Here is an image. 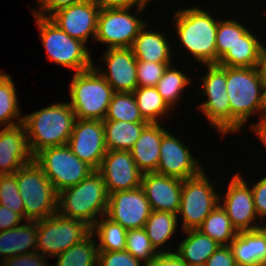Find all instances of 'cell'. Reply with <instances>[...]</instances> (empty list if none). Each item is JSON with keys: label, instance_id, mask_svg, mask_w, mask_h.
Returning <instances> with one entry per match:
<instances>
[{"label": "cell", "instance_id": "d590c367", "mask_svg": "<svg viewBox=\"0 0 266 266\" xmlns=\"http://www.w3.org/2000/svg\"><path fill=\"white\" fill-rule=\"evenodd\" d=\"M104 120L147 122L143 119L133 93L115 92Z\"/></svg>", "mask_w": 266, "mask_h": 266}, {"label": "cell", "instance_id": "5b68a950", "mask_svg": "<svg viewBox=\"0 0 266 266\" xmlns=\"http://www.w3.org/2000/svg\"><path fill=\"white\" fill-rule=\"evenodd\" d=\"M33 16L48 61H52L62 68L70 69L74 73L83 72L93 67L94 58L92 50L89 49L91 47L81 40L70 37L49 18Z\"/></svg>", "mask_w": 266, "mask_h": 266}, {"label": "cell", "instance_id": "52a82bcc", "mask_svg": "<svg viewBox=\"0 0 266 266\" xmlns=\"http://www.w3.org/2000/svg\"><path fill=\"white\" fill-rule=\"evenodd\" d=\"M17 185L25 220L38 221L57 212L58 192L34 160L17 170Z\"/></svg>", "mask_w": 266, "mask_h": 266}, {"label": "cell", "instance_id": "9a60e30c", "mask_svg": "<svg viewBox=\"0 0 266 266\" xmlns=\"http://www.w3.org/2000/svg\"><path fill=\"white\" fill-rule=\"evenodd\" d=\"M103 53L99 60H102L101 64H104L98 66L94 62L93 67L113 88L114 92L133 93L138 87V82L137 59L132 49L130 47L108 48Z\"/></svg>", "mask_w": 266, "mask_h": 266}, {"label": "cell", "instance_id": "277c9868", "mask_svg": "<svg viewBox=\"0 0 266 266\" xmlns=\"http://www.w3.org/2000/svg\"><path fill=\"white\" fill-rule=\"evenodd\" d=\"M108 197L101 174L94 170L77 185L58 193L57 212L81 220L91 228L100 217L106 215Z\"/></svg>", "mask_w": 266, "mask_h": 266}, {"label": "cell", "instance_id": "ac0fdd59", "mask_svg": "<svg viewBox=\"0 0 266 266\" xmlns=\"http://www.w3.org/2000/svg\"><path fill=\"white\" fill-rule=\"evenodd\" d=\"M97 171L105 182L108 195L141 187L143 173L137 168L130 151L107 150Z\"/></svg>", "mask_w": 266, "mask_h": 266}, {"label": "cell", "instance_id": "8fae6325", "mask_svg": "<svg viewBox=\"0 0 266 266\" xmlns=\"http://www.w3.org/2000/svg\"><path fill=\"white\" fill-rule=\"evenodd\" d=\"M34 161L42 168L58 193L77 185L94 171L67 144L42 149L34 156Z\"/></svg>", "mask_w": 266, "mask_h": 266}, {"label": "cell", "instance_id": "f546056e", "mask_svg": "<svg viewBox=\"0 0 266 266\" xmlns=\"http://www.w3.org/2000/svg\"><path fill=\"white\" fill-rule=\"evenodd\" d=\"M174 63L175 61L166 67L162 78L155 87L166 103L173 110H176L175 107H178V102L180 104L184 91H188V87L191 86L193 77L184 70L181 71L177 66L178 64Z\"/></svg>", "mask_w": 266, "mask_h": 266}, {"label": "cell", "instance_id": "e0dca14e", "mask_svg": "<svg viewBox=\"0 0 266 266\" xmlns=\"http://www.w3.org/2000/svg\"><path fill=\"white\" fill-rule=\"evenodd\" d=\"M67 145L80 160L98 170L107 152L103 121L76 119Z\"/></svg>", "mask_w": 266, "mask_h": 266}, {"label": "cell", "instance_id": "ab89813d", "mask_svg": "<svg viewBox=\"0 0 266 266\" xmlns=\"http://www.w3.org/2000/svg\"><path fill=\"white\" fill-rule=\"evenodd\" d=\"M172 63L144 62L137 60L138 87H153L162 78L166 67Z\"/></svg>", "mask_w": 266, "mask_h": 266}, {"label": "cell", "instance_id": "4fadbf2b", "mask_svg": "<svg viewBox=\"0 0 266 266\" xmlns=\"http://www.w3.org/2000/svg\"><path fill=\"white\" fill-rule=\"evenodd\" d=\"M227 191L219 193V204L226 211L237 232L258 229L260 222L254 208L250 183L241 172L233 174Z\"/></svg>", "mask_w": 266, "mask_h": 266}, {"label": "cell", "instance_id": "f1b7e54d", "mask_svg": "<svg viewBox=\"0 0 266 266\" xmlns=\"http://www.w3.org/2000/svg\"><path fill=\"white\" fill-rule=\"evenodd\" d=\"M149 122L103 120L105 143L108 151H130Z\"/></svg>", "mask_w": 266, "mask_h": 266}, {"label": "cell", "instance_id": "9c48e42d", "mask_svg": "<svg viewBox=\"0 0 266 266\" xmlns=\"http://www.w3.org/2000/svg\"><path fill=\"white\" fill-rule=\"evenodd\" d=\"M205 170L204 168L197 176L183 180L177 213L181 231L197 229L219 204V190L215 187L218 178L211 181Z\"/></svg>", "mask_w": 266, "mask_h": 266}, {"label": "cell", "instance_id": "f35d334b", "mask_svg": "<svg viewBox=\"0 0 266 266\" xmlns=\"http://www.w3.org/2000/svg\"><path fill=\"white\" fill-rule=\"evenodd\" d=\"M0 205L24 218L23 200L17 185V171L14 174L0 175Z\"/></svg>", "mask_w": 266, "mask_h": 266}, {"label": "cell", "instance_id": "4dcf8cb0", "mask_svg": "<svg viewBox=\"0 0 266 266\" xmlns=\"http://www.w3.org/2000/svg\"><path fill=\"white\" fill-rule=\"evenodd\" d=\"M2 71L0 70V129L23 122L16 83L9 73Z\"/></svg>", "mask_w": 266, "mask_h": 266}, {"label": "cell", "instance_id": "7a4b0ae2", "mask_svg": "<svg viewBox=\"0 0 266 266\" xmlns=\"http://www.w3.org/2000/svg\"><path fill=\"white\" fill-rule=\"evenodd\" d=\"M226 87L230 134L236 135L247 128L250 119L259 117L266 110V84L256 67H226Z\"/></svg>", "mask_w": 266, "mask_h": 266}, {"label": "cell", "instance_id": "cb8c5ba5", "mask_svg": "<svg viewBox=\"0 0 266 266\" xmlns=\"http://www.w3.org/2000/svg\"><path fill=\"white\" fill-rule=\"evenodd\" d=\"M229 246L237 264L266 266V237L259 229L238 232Z\"/></svg>", "mask_w": 266, "mask_h": 266}, {"label": "cell", "instance_id": "d6a6232c", "mask_svg": "<svg viewBox=\"0 0 266 266\" xmlns=\"http://www.w3.org/2000/svg\"><path fill=\"white\" fill-rule=\"evenodd\" d=\"M98 252L97 241L90 232L79 243L55 256L57 261L51 266H98Z\"/></svg>", "mask_w": 266, "mask_h": 266}, {"label": "cell", "instance_id": "3957f363", "mask_svg": "<svg viewBox=\"0 0 266 266\" xmlns=\"http://www.w3.org/2000/svg\"><path fill=\"white\" fill-rule=\"evenodd\" d=\"M76 119L71 105L64 101L24 114L22 124L26 128L32 155L45 148L66 145Z\"/></svg>", "mask_w": 266, "mask_h": 266}, {"label": "cell", "instance_id": "db71d44e", "mask_svg": "<svg viewBox=\"0 0 266 266\" xmlns=\"http://www.w3.org/2000/svg\"><path fill=\"white\" fill-rule=\"evenodd\" d=\"M0 266H3V260L1 259V257H0Z\"/></svg>", "mask_w": 266, "mask_h": 266}, {"label": "cell", "instance_id": "f6af8a7d", "mask_svg": "<svg viewBox=\"0 0 266 266\" xmlns=\"http://www.w3.org/2000/svg\"><path fill=\"white\" fill-rule=\"evenodd\" d=\"M235 258L229 245H220L218 249L208 258L204 266H233Z\"/></svg>", "mask_w": 266, "mask_h": 266}, {"label": "cell", "instance_id": "7dc6e473", "mask_svg": "<svg viewBox=\"0 0 266 266\" xmlns=\"http://www.w3.org/2000/svg\"><path fill=\"white\" fill-rule=\"evenodd\" d=\"M145 266H185L184 261L175 253H159L149 264Z\"/></svg>", "mask_w": 266, "mask_h": 266}, {"label": "cell", "instance_id": "484cf974", "mask_svg": "<svg viewBox=\"0 0 266 266\" xmlns=\"http://www.w3.org/2000/svg\"><path fill=\"white\" fill-rule=\"evenodd\" d=\"M180 232L187 236L179 240L174 252L184 261L185 266H204L208 258L220 247V244L197 229Z\"/></svg>", "mask_w": 266, "mask_h": 266}, {"label": "cell", "instance_id": "ba28073f", "mask_svg": "<svg viewBox=\"0 0 266 266\" xmlns=\"http://www.w3.org/2000/svg\"><path fill=\"white\" fill-rule=\"evenodd\" d=\"M206 71L200 77L201 86L196 96H204V101L196 106L206 117L207 123L222 139L230 134V105L226 87V66L218 64L201 65ZM224 136V137H223Z\"/></svg>", "mask_w": 266, "mask_h": 266}, {"label": "cell", "instance_id": "5bb4252c", "mask_svg": "<svg viewBox=\"0 0 266 266\" xmlns=\"http://www.w3.org/2000/svg\"><path fill=\"white\" fill-rule=\"evenodd\" d=\"M168 131L163 135L156 173L185 180L197 176L204 168L188 143ZM195 157V158H194Z\"/></svg>", "mask_w": 266, "mask_h": 266}, {"label": "cell", "instance_id": "bcb514c9", "mask_svg": "<svg viewBox=\"0 0 266 266\" xmlns=\"http://www.w3.org/2000/svg\"><path fill=\"white\" fill-rule=\"evenodd\" d=\"M25 219L18 213L0 205V232L21 225Z\"/></svg>", "mask_w": 266, "mask_h": 266}, {"label": "cell", "instance_id": "836d02e7", "mask_svg": "<svg viewBox=\"0 0 266 266\" xmlns=\"http://www.w3.org/2000/svg\"><path fill=\"white\" fill-rule=\"evenodd\" d=\"M197 230L220 245H229L238 234L220 204L210 212Z\"/></svg>", "mask_w": 266, "mask_h": 266}, {"label": "cell", "instance_id": "11a10c76", "mask_svg": "<svg viewBox=\"0 0 266 266\" xmlns=\"http://www.w3.org/2000/svg\"><path fill=\"white\" fill-rule=\"evenodd\" d=\"M233 266H244V265L235 263Z\"/></svg>", "mask_w": 266, "mask_h": 266}, {"label": "cell", "instance_id": "b9f144b4", "mask_svg": "<svg viewBox=\"0 0 266 266\" xmlns=\"http://www.w3.org/2000/svg\"><path fill=\"white\" fill-rule=\"evenodd\" d=\"M86 0H36L37 7L32 8V14L43 18H50L54 13Z\"/></svg>", "mask_w": 266, "mask_h": 266}, {"label": "cell", "instance_id": "4316f807", "mask_svg": "<svg viewBox=\"0 0 266 266\" xmlns=\"http://www.w3.org/2000/svg\"><path fill=\"white\" fill-rule=\"evenodd\" d=\"M179 226L177 214L165 211H152L144 225V229L151 245L158 253H172L175 249L171 247L170 249L169 247L165 249V245L172 239H176L174 235L178 233Z\"/></svg>", "mask_w": 266, "mask_h": 266}, {"label": "cell", "instance_id": "8d00e7d4", "mask_svg": "<svg viewBox=\"0 0 266 266\" xmlns=\"http://www.w3.org/2000/svg\"><path fill=\"white\" fill-rule=\"evenodd\" d=\"M237 19L232 16L230 18H224L223 16L218 21L216 33L217 63L227 50L232 48L251 29V27L245 26L246 23H241Z\"/></svg>", "mask_w": 266, "mask_h": 266}, {"label": "cell", "instance_id": "c3c4849f", "mask_svg": "<svg viewBox=\"0 0 266 266\" xmlns=\"http://www.w3.org/2000/svg\"><path fill=\"white\" fill-rule=\"evenodd\" d=\"M258 121L254 120V122L250 121L249 126H247L250 131L253 132V134L256 135L258 141L262 143V145L266 149V110L257 117ZM266 152V150H265Z\"/></svg>", "mask_w": 266, "mask_h": 266}, {"label": "cell", "instance_id": "83f0119b", "mask_svg": "<svg viewBox=\"0 0 266 266\" xmlns=\"http://www.w3.org/2000/svg\"><path fill=\"white\" fill-rule=\"evenodd\" d=\"M253 30H249L232 48H229L217 64L226 67H256L262 35L259 36L258 32V35L256 34L257 29Z\"/></svg>", "mask_w": 266, "mask_h": 266}, {"label": "cell", "instance_id": "e575fe53", "mask_svg": "<svg viewBox=\"0 0 266 266\" xmlns=\"http://www.w3.org/2000/svg\"><path fill=\"white\" fill-rule=\"evenodd\" d=\"M127 231L120 224L106 216L100 217L91 227V233L97 237L98 251H123L126 247ZM96 235V236H95Z\"/></svg>", "mask_w": 266, "mask_h": 266}, {"label": "cell", "instance_id": "8992f818", "mask_svg": "<svg viewBox=\"0 0 266 266\" xmlns=\"http://www.w3.org/2000/svg\"><path fill=\"white\" fill-rule=\"evenodd\" d=\"M69 101L77 119H105L109 103L115 93L113 88L92 67L73 73L69 84Z\"/></svg>", "mask_w": 266, "mask_h": 266}, {"label": "cell", "instance_id": "1f68e13d", "mask_svg": "<svg viewBox=\"0 0 266 266\" xmlns=\"http://www.w3.org/2000/svg\"><path fill=\"white\" fill-rule=\"evenodd\" d=\"M137 106L143 119L149 123H164L174 110L158 93L155 86L137 87L133 91ZM173 111V112H172ZM161 120H163L161 122Z\"/></svg>", "mask_w": 266, "mask_h": 266}, {"label": "cell", "instance_id": "603a6c76", "mask_svg": "<svg viewBox=\"0 0 266 266\" xmlns=\"http://www.w3.org/2000/svg\"><path fill=\"white\" fill-rule=\"evenodd\" d=\"M165 126L164 123H149L130 150L142 173L155 172L158 167L162 137L168 131Z\"/></svg>", "mask_w": 266, "mask_h": 266}, {"label": "cell", "instance_id": "6da1fadb", "mask_svg": "<svg viewBox=\"0 0 266 266\" xmlns=\"http://www.w3.org/2000/svg\"><path fill=\"white\" fill-rule=\"evenodd\" d=\"M204 7L200 4L179 7L172 15L171 27L177 36L175 39L180 42L178 46L186 50V56L198 65L217 64L216 33L221 17Z\"/></svg>", "mask_w": 266, "mask_h": 266}, {"label": "cell", "instance_id": "44dd1931", "mask_svg": "<svg viewBox=\"0 0 266 266\" xmlns=\"http://www.w3.org/2000/svg\"><path fill=\"white\" fill-rule=\"evenodd\" d=\"M34 160L23 124L0 130V175L14 174Z\"/></svg>", "mask_w": 266, "mask_h": 266}, {"label": "cell", "instance_id": "f907efd6", "mask_svg": "<svg viewBox=\"0 0 266 266\" xmlns=\"http://www.w3.org/2000/svg\"><path fill=\"white\" fill-rule=\"evenodd\" d=\"M265 42L266 39L262 40L256 68L258 70L259 76L266 84V43Z\"/></svg>", "mask_w": 266, "mask_h": 266}, {"label": "cell", "instance_id": "d4e9b609", "mask_svg": "<svg viewBox=\"0 0 266 266\" xmlns=\"http://www.w3.org/2000/svg\"><path fill=\"white\" fill-rule=\"evenodd\" d=\"M32 252H37V221L26 220V223L0 232L2 260Z\"/></svg>", "mask_w": 266, "mask_h": 266}, {"label": "cell", "instance_id": "30bf717a", "mask_svg": "<svg viewBox=\"0 0 266 266\" xmlns=\"http://www.w3.org/2000/svg\"><path fill=\"white\" fill-rule=\"evenodd\" d=\"M144 9L147 7L100 9L95 36L97 44H106V49L131 47L140 29L147 22L141 16Z\"/></svg>", "mask_w": 266, "mask_h": 266}, {"label": "cell", "instance_id": "7402d4cb", "mask_svg": "<svg viewBox=\"0 0 266 266\" xmlns=\"http://www.w3.org/2000/svg\"><path fill=\"white\" fill-rule=\"evenodd\" d=\"M146 24L140 29L138 35L131 45L132 52L138 61L156 62V63H173V48L170 38L166 31H158L154 26ZM150 28V29H149ZM157 30H156V29Z\"/></svg>", "mask_w": 266, "mask_h": 266}, {"label": "cell", "instance_id": "d6986e66", "mask_svg": "<svg viewBox=\"0 0 266 266\" xmlns=\"http://www.w3.org/2000/svg\"><path fill=\"white\" fill-rule=\"evenodd\" d=\"M99 12L92 0H86L59 10L49 19L70 37L89 44L88 39L95 41Z\"/></svg>", "mask_w": 266, "mask_h": 266}, {"label": "cell", "instance_id": "7bdbcfd3", "mask_svg": "<svg viewBox=\"0 0 266 266\" xmlns=\"http://www.w3.org/2000/svg\"><path fill=\"white\" fill-rule=\"evenodd\" d=\"M251 190L254 198V208L258 216L259 222H264L266 219V175L256 180L252 185Z\"/></svg>", "mask_w": 266, "mask_h": 266}, {"label": "cell", "instance_id": "74e56055", "mask_svg": "<svg viewBox=\"0 0 266 266\" xmlns=\"http://www.w3.org/2000/svg\"><path fill=\"white\" fill-rule=\"evenodd\" d=\"M125 250L144 264H149L159 255L151 245L144 228L129 229L127 231Z\"/></svg>", "mask_w": 266, "mask_h": 266}, {"label": "cell", "instance_id": "ee69618b", "mask_svg": "<svg viewBox=\"0 0 266 266\" xmlns=\"http://www.w3.org/2000/svg\"><path fill=\"white\" fill-rule=\"evenodd\" d=\"M38 252L12 256L3 260V266H48V260Z\"/></svg>", "mask_w": 266, "mask_h": 266}, {"label": "cell", "instance_id": "f5cc1de1", "mask_svg": "<svg viewBox=\"0 0 266 266\" xmlns=\"http://www.w3.org/2000/svg\"><path fill=\"white\" fill-rule=\"evenodd\" d=\"M144 7H147L150 2H153L154 0H138Z\"/></svg>", "mask_w": 266, "mask_h": 266}, {"label": "cell", "instance_id": "ffe728a7", "mask_svg": "<svg viewBox=\"0 0 266 266\" xmlns=\"http://www.w3.org/2000/svg\"><path fill=\"white\" fill-rule=\"evenodd\" d=\"M183 180L156 172L143 173L141 188L152 211L177 214L180 208Z\"/></svg>", "mask_w": 266, "mask_h": 266}, {"label": "cell", "instance_id": "7c38bea8", "mask_svg": "<svg viewBox=\"0 0 266 266\" xmlns=\"http://www.w3.org/2000/svg\"><path fill=\"white\" fill-rule=\"evenodd\" d=\"M91 232L81 220L60 215L37 221V252L46 258L55 257L79 243Z\"/></svg>", "mask_w": 266, "mask_h": 266}, {"label": "cell", "instance_id": "816d5d0a", "mask_svg": "<svg viewBox=\"0 0 266 266\" xmlns=\"http://www.w3.org/2000/svg\"><path fill=\"white\" fill-rule=\"evenodd\" d=\"M258 229L263 233V235L266 237V220L264 222H261L258 226Z\"/></svg>", "mask_w": 266, "mask_h": 266}, {"label": "cell", "instance_id": "60d3db41", "mask_svg": "<svg viewBox=\"0 0 266 266\" xmlns=\"http://www.w3.org/2000/svg\"><path fill=\"white\" fill-rule=\"evenodd\" d=\"M98 266H145V264L126 250L99 251Z\"/></svg>", "mask_w": 266, "mask_h": 266}, {"label": "cell", "instance_id": "2e32d148", "mask_svg": "<svg viewBox=\"0 0 266 266\" xmlns=\"http://www.w3.org/2000/svg\"><path fill=\"white\" fill-rule=\"evenodd\" d=\"M152 210L141 187L109 194L106 217L126 230L144 228Z\"/></svg>", "mask_w": 266, "mask_h": 266}, {"label": "cell", "instance_id": "681fc988", "mask_svg": "<svg viewBox=\"0 0 266 266\" xmlns=\"http://www.w3.org/2000/svg\"><path fill=\"white\" fill-rule=\"evenodd\" d=\"M99 9L143 6L138 0H92Z\"/></svg>", "mask_w": 266, "mask_h": 266}]
</instances>
